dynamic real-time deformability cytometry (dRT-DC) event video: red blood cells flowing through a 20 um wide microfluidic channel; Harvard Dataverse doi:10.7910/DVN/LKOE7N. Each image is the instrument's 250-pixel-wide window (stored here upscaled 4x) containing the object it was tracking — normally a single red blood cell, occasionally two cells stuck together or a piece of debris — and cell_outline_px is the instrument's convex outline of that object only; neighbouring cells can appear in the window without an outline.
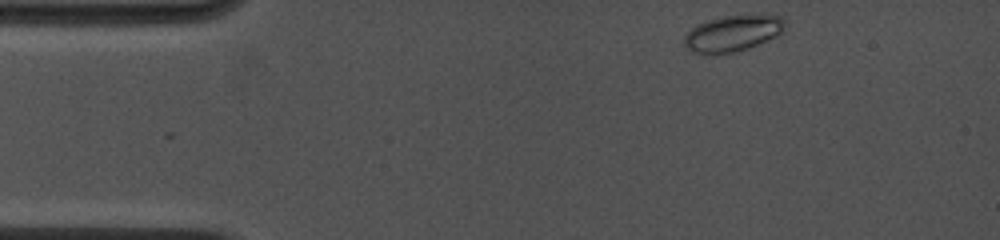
{"species": "common noctule bat (a hibernating species)", "species_latin": "Nyctalus noctula", "temperature_condition": "cold", "stored_images_in_passage": 80, "camera_frame_rate_fps": 4500, "um_per_image_px": 0.085, "animal": {"sex": "female", "body_mass_g": 19.0, "forearm_length_mm": 53.3}, "frame": {"image": 1, "passage_image": 1, "time_ms": 0.0, "image_size_px": [1000, 240], "cell_outline_px": [[788, 24], [784, 32], [776, 36], [748, 48], [736, 52], [708, 56], [692, 52], [684, 44], [684, 36], [696, 24], [708, 20], [724, 16], [744, 12], [768, 12], [780, 16]], "centroid_in_image_um": [62.35, 2.79], "position_along_channel_um": 22.6, "area_um2": 22.48}}
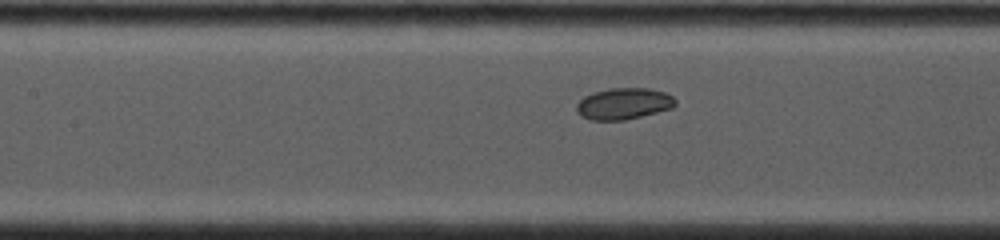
{"frame": {"image": 2, "passage_image": 24, "time_ms": 5.111, "image_size_px": [1000, 240], "cell_outline_px": [[676, 104], [672, 108], [624, 120], [588, 120], [580, 116], [576, 112], [576, 104], [584, 96], [592, 92], [608, 88], [648, 88], [664, 92], [672, 96], [676, 100]], "centroid_in_image_um": [52.96, 8.81], "position_along_channel_um": 154.4, "area_um2": 18.21}}
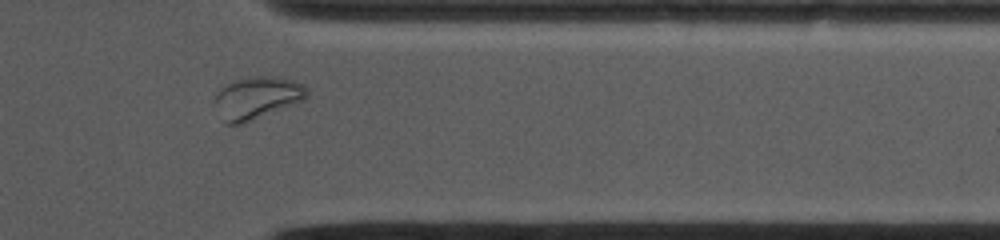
{"frame": {"image": 3, "passage_image": 66, "time_ms": 11.111, "image_size_px": [1000, 240], "cell_outline_px": [[308, 96], [304, 100], [244, 124], [224, 124], [212, 104], [212, 100], [228, 84], [236, 80], [260, 76], [272, 76], [292, 80], [304, 84], [308, 92]], "centroid_in_image_um": [21.83, 8.35], "position_along_channel_um": 389.6, "area_um2": 22.77}, "authors_computed_cell_mechanics": {"area_um2": 19.2185, "velocity_mm_per_s": 3.9232, "shape_relaxation_time_tau1_ms": null, "shape_relaxation_time_tau2_ms": 5.7571, "deformation_change_tau1": null, "deformation_change_tau2": 0.0849}}